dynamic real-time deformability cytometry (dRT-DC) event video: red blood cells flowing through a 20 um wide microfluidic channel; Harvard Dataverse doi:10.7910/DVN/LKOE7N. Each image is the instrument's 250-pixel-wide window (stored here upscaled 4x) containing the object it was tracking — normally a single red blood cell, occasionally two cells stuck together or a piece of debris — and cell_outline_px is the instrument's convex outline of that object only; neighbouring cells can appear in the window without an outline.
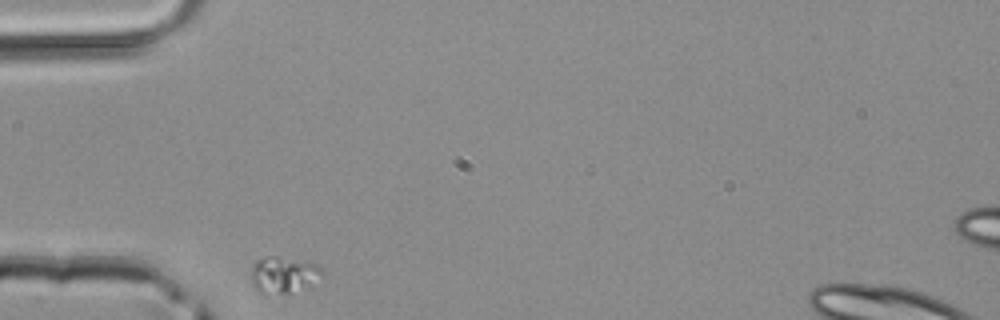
{"species": "common noctule bat (a hibernating species)", "species_latin": "Nyctalus noctula", "temperature_condition": "room temperature", "stored_images_in_passage": 4, "camera_frame_rate_fps": 3000, "um_per_image_px": 0.085, "animal": {"sex": "male", "body_mass_g": 20.4}, "frame": {"image": 1, "passage_image": 1, "time_ms": 0.0, "image_size_px": [1000, 320], "cell_outline_px": [[324, 276], [308, 284], [288, 292], [264, 296], [252, 284], [252, 268], [256, 260], [264, 256], [276, 256], [316, 264], [324, 272]], "centroid_in_image_um": [24.05, 23.35], "position_along_channel_um": 61.0, "area_um2": 14.74}}